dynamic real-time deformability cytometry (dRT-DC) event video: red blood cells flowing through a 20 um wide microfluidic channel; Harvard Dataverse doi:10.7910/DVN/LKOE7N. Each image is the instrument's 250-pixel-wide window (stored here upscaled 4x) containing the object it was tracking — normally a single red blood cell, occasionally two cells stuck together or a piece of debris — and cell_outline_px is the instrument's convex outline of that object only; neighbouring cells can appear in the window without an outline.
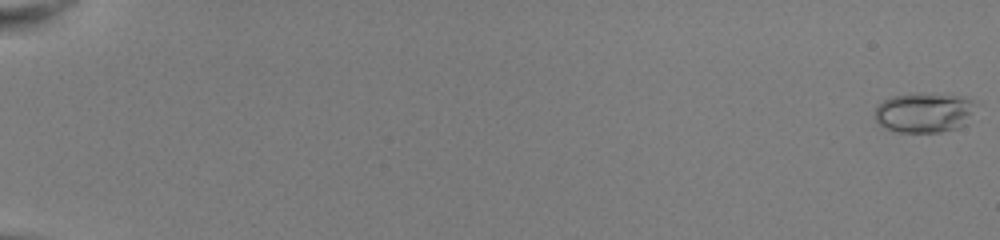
{"species": "common noctule bat (a hibernating species)", "species_latin": "Nyctalus noctula", "temperature_condition": "room temperature", "stored_images_in_passage": 53, "camera_frame_rate_fps": 3000, "um_per_image_px": 0.085, "animal": {"sex": "female", "body_mass_g": 22.0, "forearm_length_mm": 56.7}, "frame": {"image": 1, "passage_image": 1, "time_ms": 0.0, "image_size_px": [1000, 240], "cell_outline_px": [[980, 104], [968, 124], [956, 128], [940, 132], [896, 132], [884, 128], [876, 120], [876, 108], [884, 100], [892, 96], [916, 92], [920, 92], [964, 96]], "centroid_in_image_um": [78.65, 9.55], "position_along_channel_um": 6.4, "area_um2": 24.16}}
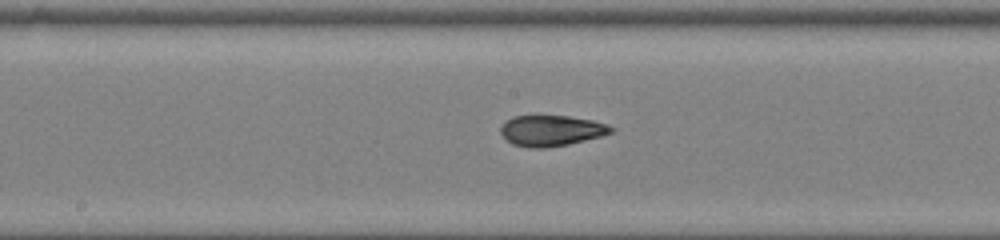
{"frame": {"image": 2, "passage_image": 31, "time_ms": 10.0, "image_size_px": [1000, 240], "cell_outline_px": [[616, 128], [612, 132], [600, 136], [568, 144], [544, 148], [528, 148], [512, 144], [500, 132], [500, 128], [512, 116], [568, 116], [592, 120], [608, 124]], "centroid_in_image_um": [46.88, 11.1], "position_along_channel_um": 201.3, "area_um2": 19.65}}
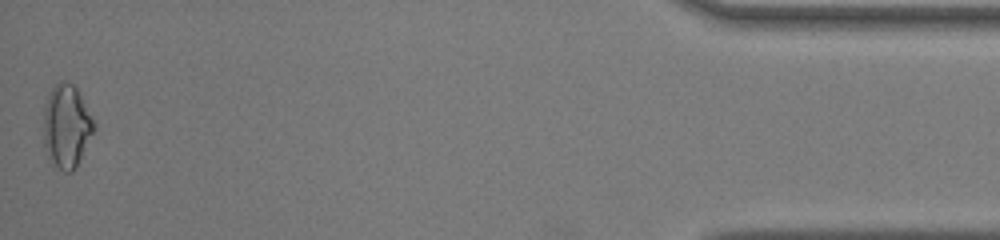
{"frame": {"image": 3, "passage_image": 53, "time_ms": 17.333, "image_size_px": [1000, 240], "cell_outline_px": [[96, 128], [76, 168], [72, 172], [64, 172], [52, 168], [48, 160], [44, 144], [44, 104], [48, 92], [60, 80], [64, 80], [72, 84], [76, 88], [92, 116], [96, 124]], "centroid_in_image_um": [5.64, 10.78], "position_along_channel_um": 429.6, "area_um2": 25.03}, "authors_computed_cell_mechanics": {"area_um2": 20.4034, "velocity_mm_per_s": 4.0653, "shape_relaxation_time_tau1_ms": 7.1438, "shape_relaxation_time_tau2_ms": 1.1636, "deformation_change_tau1": 0.2277, "deformation_change_tau2": 0.0512}}